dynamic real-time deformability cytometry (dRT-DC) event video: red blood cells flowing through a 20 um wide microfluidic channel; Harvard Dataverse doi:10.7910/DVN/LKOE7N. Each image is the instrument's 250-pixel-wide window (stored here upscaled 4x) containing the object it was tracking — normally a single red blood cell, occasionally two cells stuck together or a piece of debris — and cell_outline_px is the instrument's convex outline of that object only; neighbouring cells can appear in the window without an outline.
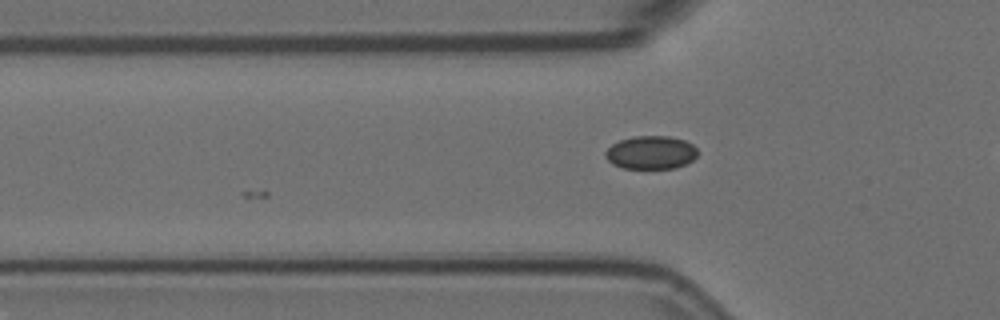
{"species": "Egyptian fruit bat (a non-hibernating species)", "species_latin": "Rousettus aegyptiacus", "temperature_condition": "room temperature", "stored_images_in_passage": 9, "camera_frame_rate_fps": 3000, "um_per_image_px": 0.085, "animal": {"sex": "female"}, "frame": {"image": 1, "passage_image": 2, "time_ms": 0.333, "image_size_px": [1000, 320], "cell_outline_px": [[696, 156], [692, 160], [676, 168], [624, 168], [612, 164], [604, 156], [604, 152], [612, 144], [620, 140], [632, 136], [672, 136], [684, 140], [692, 144], [696, 148]], "centroid_in_image_um": [55.3, 12.95], "position_along_channel_um": 70.5, "area_um2": 17.86}}